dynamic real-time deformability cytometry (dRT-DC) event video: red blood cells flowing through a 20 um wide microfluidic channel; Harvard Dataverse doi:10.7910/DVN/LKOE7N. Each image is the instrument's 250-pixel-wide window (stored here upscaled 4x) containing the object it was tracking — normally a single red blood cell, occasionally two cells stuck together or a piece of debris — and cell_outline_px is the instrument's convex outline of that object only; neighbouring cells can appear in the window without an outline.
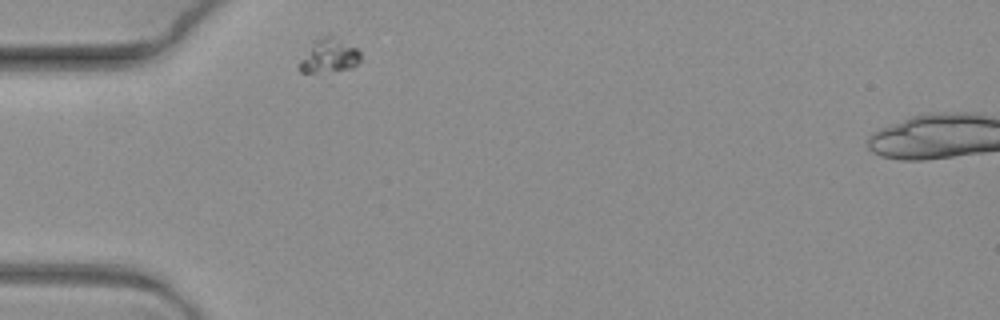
{"species": "common noctule bat (a hibernating species)", "species_latin": "Nyctalus noctula", "temperature_condition": "warm", "stored_images_in_passage": 2, "camera_frame_rate_fps": 3000, "um_per_image_px": 0.085, "animal": {"sex": "female", "body_mass_g": 19.3, "forearm_length_mm": 54.1}, "frame": {"image": 1, "passage_image": 1, "time_ms": 0.0, "image_size_px": [1000, 320], "cell_outline_px": [[360, 60], [352, 68], [316, 72], [300, 72], [296, 68], [300, 60], [312, 40], [320, 36], [332, 36], [356, 48], [360, 52]], "centroid_in_image_um": [27.91, 4.73], "position_along_channel_um": 57.1, "area_um2": 12.02}}